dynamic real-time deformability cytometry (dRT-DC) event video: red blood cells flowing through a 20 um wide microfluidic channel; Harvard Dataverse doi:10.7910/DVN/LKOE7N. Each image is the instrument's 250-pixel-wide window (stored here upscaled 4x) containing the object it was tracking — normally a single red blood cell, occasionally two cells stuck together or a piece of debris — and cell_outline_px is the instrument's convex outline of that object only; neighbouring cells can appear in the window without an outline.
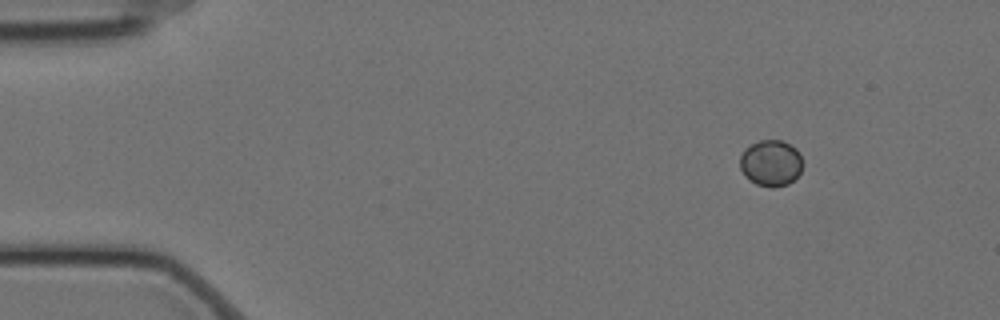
{"species": "Egyptian fruit bat (a non-hibernating species)", "species_latin": "Rousettus aegyptiacus", "temperature_condition": "cold", "stored_images_in_passage": 58, "camera_frame_rate_fps": 3000, "um_per_image_px": 0.085, "animal": {"sex": "female"}, "frame": {"image": 1, "passage_image": 7, "time_ms": 2.0, "image_size_px": [1000, 320], "cell_outline_px": [[804, 164], [800, 172], [788, 184], [776, 188], [772, 188], [756, 184], [744, 176], [740, 168], [740, 156], [744, 148], [760, 140], [780, 140], [796, 148], [800, 152]], "centroid_in_image_um": [65.53, 13.86], "position_along_channel_um": 19.5, "area_um2": 17.11}}
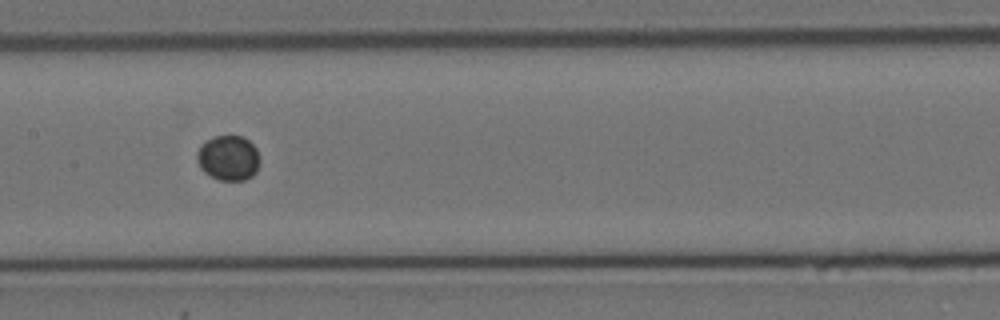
{"frame": {"image": 2, "passage_image": 29, "time_ms": 9.333, "image_size_px": [1000, 320], "cell_outline_px": [[260, 164], [256, 172], [252, 176], [244, 180], [220, 180], [204, 172], [200, 168], [196, 160], [196, 152], [208, 140], [216, 136], [240, 136], [248, 140], [256, 148], [260, 160]], "centroid_in_image_um": [19.43, 13.44], "position_along_channel_um": 188.0, "area_um2": 16.42}}
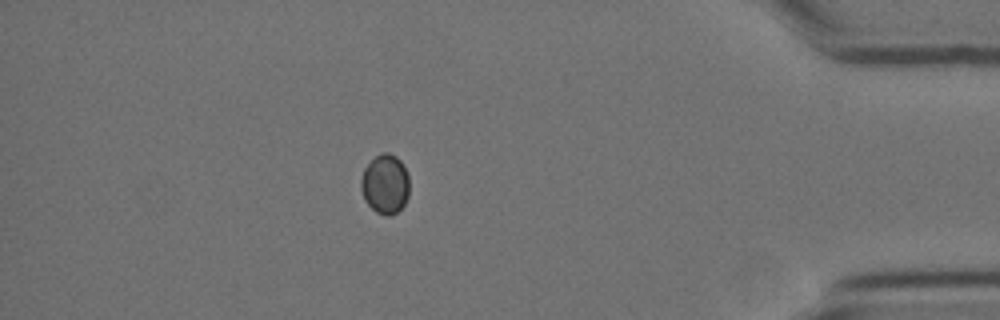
{"frame": {"image": 3, "passage_image": 51, "time_ms": 16.667, "image_size_px": [1000, 320], "cell_outline_px": [[408, 196], [404, 204], [392, 216], [384, 216], [376, 212], [364, 200], [360, 188], [360, 180], [364, 168], [380, 152], [388, 152], [396, 156], [404, 164], [408, 176]], "centroid_in_image_um": [32.72, 15.64], "position_along_channel_um": 402.5, "area_um2": 16.94}}